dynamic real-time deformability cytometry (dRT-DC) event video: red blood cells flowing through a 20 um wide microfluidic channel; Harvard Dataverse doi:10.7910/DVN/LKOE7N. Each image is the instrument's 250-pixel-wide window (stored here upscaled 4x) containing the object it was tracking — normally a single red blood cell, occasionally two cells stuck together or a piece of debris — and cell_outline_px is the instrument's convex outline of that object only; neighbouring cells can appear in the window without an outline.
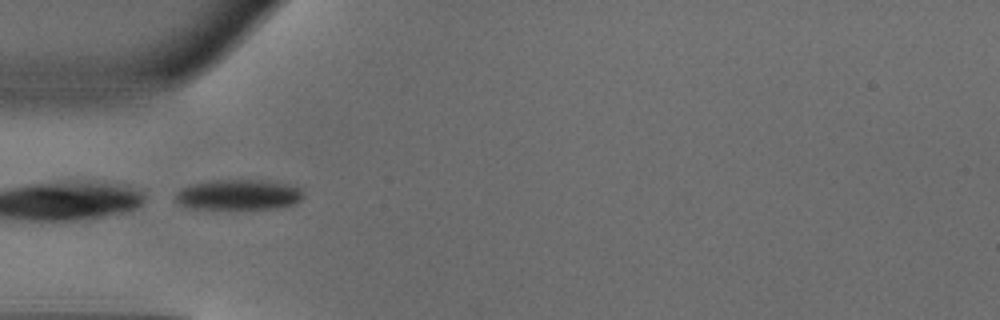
{"species": "common noctule bat (a hibernating species)", "species_latin": "Nyctalus noctula", "temperature_condition": "warm", "stored_images_in_passage": 33, "camera_frame_rate_fps": 3000, "um_per_image_px": 0.085, "animal": {"sex": "male", "body_mass_g": 18.8}, "frame": {"image": 1, "passage_image": 1, "time_ms": 0.0, "image_size_px": [1000, 320], "cell_outline_px": [[304, 196], [296, 204], [276, 208], [192, 208], [180, 204], [176, 200], [176, 192], [180, 188], [192, 184], [212, 180], [264, 180], [288, 184], [300, 188], [304, 192]], "centroid_in_image_um": [20.31, 16.54], "position_along_channel_um": 64.7, "area_um2": 22.54}}
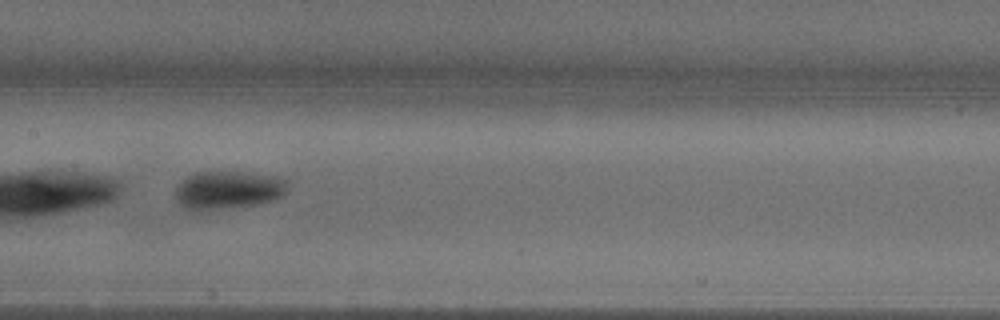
{"frame": {"image": 2, "passage_image": 10, "time_ms": 3.0, "image_size_px": [1000, 320], "cell_outline_px": [[292, 180], [288, 192], [276, 200], [256, 204], [232, 208], [200, 212], [184, 208], [176, 200], [176, 188], [180, 180], [196, 172], [240, 172], [280, 176]], "centroid_in_image_um": [19.46, 16.16], "position_along_channel_um": 187.9, "area_um2": 25.84}}
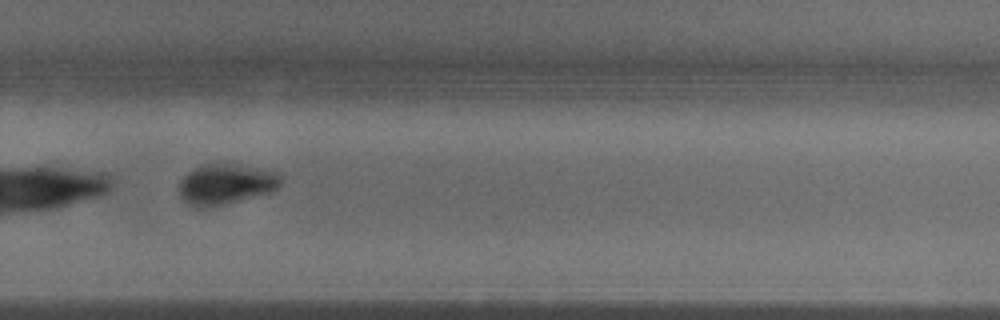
{"frame": {"image": 3, "passage_image": 19, "time_ms": 6.0, "image_size_px": [1000, 320], "cell_outline_px": [[284, 176], [280, 184], [272, 192], [212, 208], [192, 208], [180, 196], [180, 180], [188, 172], [204, 164], [236, 164], [276, 172]], "centroid_in_image_um": [19.2, 15.69], "position_along_channel_um": 310.6, "area_um2": 24.22}, "authors_computed_cell_mechanics": {"area_um2": 25.0852, "velocity_mm_per_s": 4.1069, "shape_relaxation_time_tau1_ms": 2.8097, "shape_relaxation_time_tau2_ms": 7.7, "deformation_change_tau1": 0.163, "deformation_change_tau2": 0.0816}}